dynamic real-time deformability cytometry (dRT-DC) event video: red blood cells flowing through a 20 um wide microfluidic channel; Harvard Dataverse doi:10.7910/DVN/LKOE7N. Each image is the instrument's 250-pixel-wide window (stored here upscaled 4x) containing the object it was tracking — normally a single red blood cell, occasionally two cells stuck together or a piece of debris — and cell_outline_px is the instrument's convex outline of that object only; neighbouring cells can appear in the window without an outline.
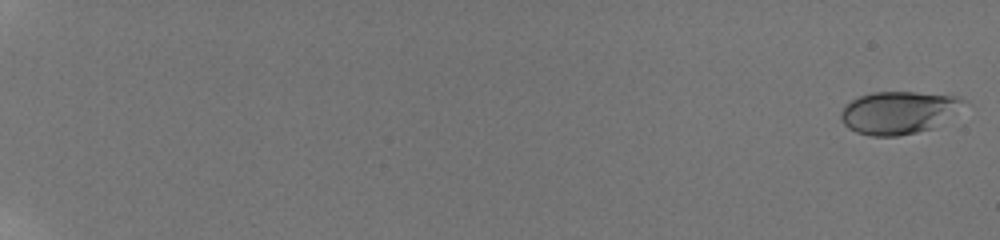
{"species": "human", "species_latin": "Homo sapiens", "temperature_condition": "room temperature", "stored_images_in_passage": 49, "camera_frame_rate_fps": 3000, "um_per_image_px": 0.085, "donor": {"sex": "male"}, "frame": {"image": 1, "passage_image": 1, "time_ms": 0.0, "image_size_px": [1000, 240], "cell_outline_px": [[972, 104], [932, 128], [916, 132], [896, 136], [872, 136], [856, 132], [848, 128], [840, 120], [840, 112], [844, 104], [860, 96], [872, 92], [916, 92], [960, 96], [968, 100]], "centroid_in_image_um": [76.45, 9.55], "position_along_channel_um": 8.6, "area_um2": 31.1}}
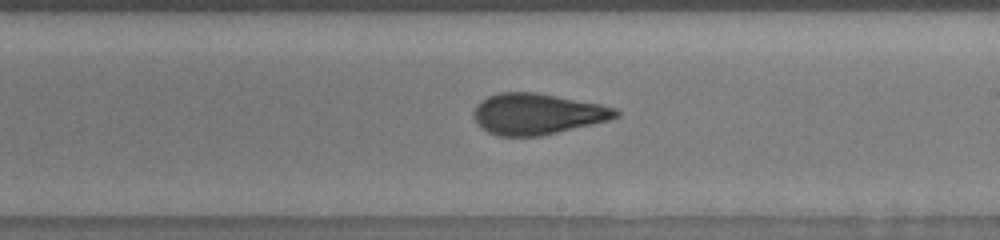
{"frame": {"image": 2, "passage_image": 37, "time_ms": 12.667, "image_size_px": [1000, 240], "cell_outline_px": [[620, 116], [608, 120], [592, 124], [540, 136], [496, 136], [480, 128], [476, 124], [472, 116], [472, 112], [476, 104], [480, 100], [488, 96], [500, 92], [536, 92], [600, 104], [616, 108], [620, 112]], "centroid_in_image_um": [45.61, 9.68], "position_along_channel_um": 243.4, "area_um2": 34.22}}
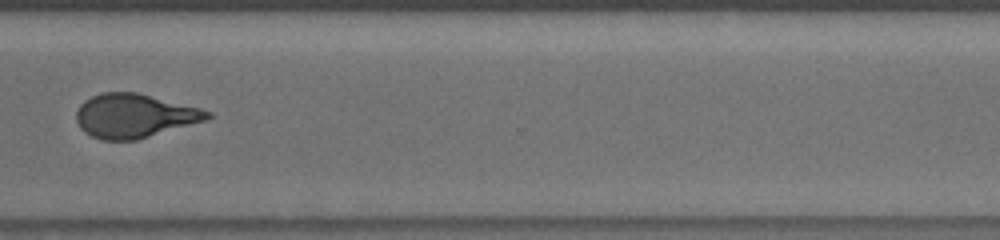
{"frame": {"image": 3, "passage_image": 41, "time_ms": 15.667, "image_size_px": [1000, 240], "cell_outline_px": [[212, 116], [204, 120], [136, 140], [100, 140], [84, 132], [80, 128], [76, 120], [76, 112], [80, 104], [84, 100], [100, 92], [136, 92], [200, 108], [212, 112]], "centroid_in_image_um": [11.37, 9.84], "position_along_channel_um": 359.2, "area_um2": 33.29}, "authors_computed_cell_mechanics": {"area_um2": 32.0212, "velocity_mm_per_s": 3.8649, "shape_relaxation_time_tau1_ms": 4.6804, "shape_relaxation_time_tau2_ms": 1.4683, "deformation_change_tau1": 0.175, "deformation_change_tau2": 0.095}}